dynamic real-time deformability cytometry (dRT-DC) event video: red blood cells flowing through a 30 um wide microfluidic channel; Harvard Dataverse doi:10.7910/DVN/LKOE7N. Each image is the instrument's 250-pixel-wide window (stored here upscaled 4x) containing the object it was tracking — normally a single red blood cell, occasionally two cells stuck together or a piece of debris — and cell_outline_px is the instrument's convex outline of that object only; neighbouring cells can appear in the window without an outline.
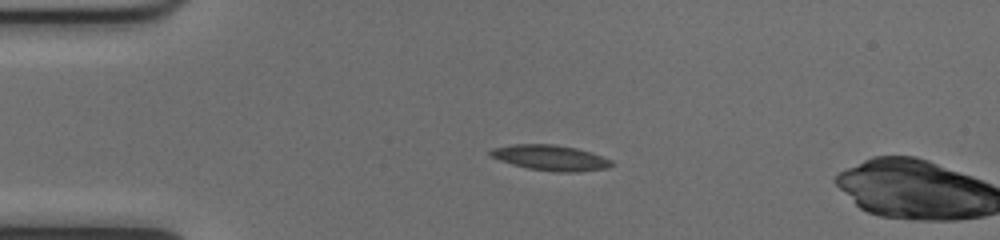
{"species": "common noctule bat (a hibernating species)", "species_latin": "Nyctalus noctula", "temperature_condition": "cold", "stored_images_in_passage": 14, "camera_frame_rate_fps": 3000, "um_per_image_px": 0.085, "animal": {"sex": "female", "body_mass_g": 17.0, "forearm_length_mm": 48.0}, "frame": {"image": 1, "passage_image": 12, "time_ms": 3.667, "image_size_px": [1000, 240], "cell_outline_px": [[616, 164], [608, 168], [580, 172], [552, 172], [528, 168], [512, 164], [488, 156], [488, 152], [492, 148], [512, 144], [556, 144], [576, 148], [592, 152], [612, 160]], "centroid_in_image_um": [46.81, 13.41], "position_along_channel_um": 38.2, "area_um2": 18.32}}